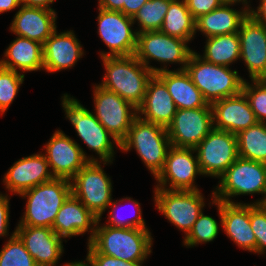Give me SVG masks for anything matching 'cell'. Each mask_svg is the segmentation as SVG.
Returning <instances> with one entry per match:
<instances>
[{"instance_id":"60d3db41","label":"cell","mask_w":266,"mask_h":266,"mask_svg":"<svg viewBox=\"0 0 266 266\" xmlns=\"http://www.w3.org/2000/svg\"><path fill=\"white\" fill-rule=\"evenodd\" d=\"M9 225V200L0 194V236H5Z\"/></svg>"},{"instance_id":"5b68a950","label":"cell","mask_w":266,"mask_h":266,"mask_svg":"<svg viewBox=\"0 0 266 266\" xmlns=\"http://www.w3.org/2000/svg\"><path fill=\"white\" fill-rule=\"evenodd\" d=\"M166 127L145 121L138 115L120 143V149L128 151L135 148L141 160L156 177L164 166L171 147Z\"/></svg>"},{"instance_id":"7dc6e473","label":"cell","mask_w":266,"mask_h":266,"mask_svg":"<svg viewBox=\"0 0 266 266\" xmlns=\"http://www.w3.org/2000/svg\"><path fill=\"white\" fill-rule=\"evenodd\" d=\"M86 261H87V263H85V262H82V261H78V262H71V263H69V264H66V265H64V266H92V264H91V262H90V260L86 257ZM90 264V265H89Z\"/></svg>"},{"instance_id":"4dcf8cb0","label":"cell","mask_w":266,"mask_h":266,"mask_svg":"<svg viewBox=\"0 0 266 266\" xmlns=\"http://www.w3.org/2000/svg\"><path fill=\"white\" fill-rule=\"evenodd\" d=\"M240 158L266 164V123L257 122L236 134Z\"/></svg>"},{"instance_id":"ee69618b","label":"cell","mask_w":266,"mask_h":266,"mask_svg":"<svg viewBox=\"0 0 266 266\" xmlns=\"http://www.w3.org/2000/svg\"><path fill=\"white\" fill-rule=\"evenodd\" d=\"M249 15L266 26V0H260V6L257 7V11L251 10Z\"/></svg>"},{"instance_id":"9c48e42d","label":"cell","mask_w":266,"mask_h":266,"mask_svg":"<svg viewBox=\"0 0 266 266\" xmlns=\"http://www.w3.org/2000/svg\"><path fill=\"white\" fill-rule=\"evenodd\" d=\"M70 181L72 195L101 218L112 202V183L99 162H88Z\"/></svg>"},{"instance_id":"5bb4252c","label":"cell","mask_w":266,"mask_h":266,"mask_svg":"<svg viewBox=\"0 0 266 266\" xmlns=\"http://www.w3.org/2000/svg\"><path fill=\"white\" fill-rule=\"evenodd\" d=\"M98 32L110 53L101 52V58L111 56H131L137 47V32L132 31L133 18L120 11L99 8Z\"/></svg>"},{"instance_id":"d590c367","label":"cell","mask_w":266,"mask_h":266,"mask_svg":"<svg viewBox=\"0 0 266 266\" xmlns=\"http://www.w3.org/2000/svg\"><path fill=\"white\" fill-rule=\"evenodd\" d=\"M254 85H249L244 80L242 92L247 97L256 120L261 123L266 121V81L263 79L252 80Z\"/></svg>"},{"instance_id":"6da1fadb","label":"cell","mask_w":266,"mask_h":266,"mask_svg":"<svg viewBox=\"0 0 266 266\" xmlns=\"http://www.w3.org/2000/svg\"><path fill=\"white\" fill-rule=\"evenodd\" d=\"M95 227L90 230L88 253H101L127 262L144 261L151 253L152 238L148 229L97 224Z\"/></svg>"},{"instance_id":"f546056e","label":"cell","mask_w":266,"mask_h":266,"mask_svg":"<svg viewBox=\"0 0 266 266\" xmlns=\"http://www.w3.org/2000/svg\"><path fill=\"white\" fill-rule=\"evenodd\" d=\"M202 58L212 64L229 67V64L240 58L238 33L208 38Z\"/></svg>"},{"instance_id":"ac0fdd59","label":"cell","mask_w":266,"mask_h":266,"mask_svg":"<svg viewBox=\"0 0 266 266\" xmlns=\"http://www.w3.org/2000/svg\"><path fill=\"white\" fill-rule=\"evenodd\" d=\"M15 233L37 266H55L63 253L62 239L52 228L18 225Z\"/></svg>"},{"instance_id":"8992f818","label":"cell","mask_w":266,"mask_h":266,"mask_svg":"<svg viewBox=\"0 0 266 266\" xmlns=\"http://www.w3.org/2000/svg\"><path fill=\"white\" fill-rule=\"evenodd\" d=\"M220 178V184L212 193L214 200L235 204L229 200L231 196L261 193L264 199L255 204H266V164L239 157Z\"/></svg>"},{"instance_id":"83f0119b","label":"cell","mask_w":266,"mask_h":266,"mask_svg":"<svg viewBox=\"0 0 266 266\" xmlns=\"http://www.w3.org/2000/svg\"><path fill=\"white\" fill-rule=\"evenodd\" d=\"M4 56L7 60H1L0 66L7 69L18 72V68L23 73L43 69V44L37 41L17 36L6 49Z\"/></svg>"},{"instance_id":"b9f144b4","label":"cell","mask_w":266,"mask_h":266,"mask_svg":"<svg viewBox=\"0 0 266 266\" xmlns=\"http://www.w3.org/2000/svg\"><path fill=\"white\" fill-rule=\"evenodd\" d=\"M147 1L148 0H126V3L123 5V9L120 12L133 18V16Z\"/></svg>"},{"instance_id":"9a60e30c","label":"cell","mask_w":266,"mask_h":266,"mask_svg":"<svg viewBox=\"0 0 266 266\" xmlns=\"http://www.w3.org/2000/svg\"><path fill=\"white\" fill-rule=\"evenodd\" d=\"M45 148L47 154L45 156L54 178L70 181L88 162H98L94 157L87 158L80 145L62 130L53 134Z\"/></svg>"},{"instance_id":"ab89813d","label":"cell","mask_w":266,"mask_h":266,"mask_svg":"<svg viewBox=\"0 0 266 266\" xmlns=\"http://www.w3.org/2000/svg\"><path fill=\"white\" fill-rule=\"evenodd\" d=\"M187 8L195 19L203 14L212 12L219 8L222 3L221 0H185Z\"/></svg>"},{"instance_id":"8fae6325","label":"cell","mask_w":266,"mask_h":266,"mask_svg":"<svg viewBox=\"0 0 266 266\" xmlns=\"http://www.w3.org/2000/svg\"><path fill=\"white\" fill-rule=\"evenodd\" d=\"M202 175L220 177L239 158L236 134L212 129L195 147Z\"/></svg>"},{"instance_id":"f6af8a7d","label":"cell","mask_w":266,"mask_h":266,"mask_svg":"<svg viewBox=\"0 0 266 266\" xmlns=\"http://www.w3.org/2000/svg\"><path fill=\"white\" fill-rule=\"evenodd\" d=\"M55 0H21V4L28 7L44 8L48 10H53L50 8L49 4L53 3Z\"/></svg>"},{"instance_id":"7402d4cb","label":"cell","mask_w":266,"mask_h":266,"mask_svg":"<svg viewBox=\"0 0 266 266\" xmlns=\"http://www.w3.org/2000/svg\"><path fill=\"white\" fill-rule=\"evenodd\" d=\"M54 10L21 5L15 14L10 30L19 37L28 38L44 44L56 31Z\"/></svg>"},{"instance_id":"836d02e7","label":"cell","mask_w":266,"mask_h":266,"mask_svg":"<svg viewBox=\"0 0 266 266\" xmlns=\"http://www.w3.org/2000/svg\"><path fill=\"white\" fill-rule=\"evenodd\" d=\"M218 229V223L215 219L201 213L192 229L185 236L184 244L190 247L202 242H211L217 237Z\"/></svg>"},{"instance_id":"603a6c76","label":"cell","mask_w":266,"mask_h":266,"mask_svg":"<svg viewBox=\"0 0 266 266\" xmlns=\"http://www.w3.org/2000/svg\"><path fill=\"white\" fill-rule=\"evenodd\" d=\"M73 31L57 34V30L43 44V69L55 72L75 65L83 49Z\"/></svg>"},{"instance_id":"d6a6232c","label":"cell","mask_w":266,"mask_h":266,"mask_svg":"<svg viewBox=\"0 0 266 266\" xmlns=\"http://www.w3.org/2000/svg\"><path fill=\"white\" fill-rule=\"evenodd\" d=\"M0 266H37L15 231L0 252Z\"/></svg>"},{"instance_id":"7bdbcfd3","label":"cell","mask_w":266,"mask_h":266,"mask_svg":"<svg viewBox=\"0 0 266 266\" xmlns=\"http://www.w3.org/2000/svg\"><path fill=\"white\" fill-rule=\"evenodd\" d=\"M126 0H99V8L109 11H121Z\"/></svg>"},{"instance_id":"44dd1931","label":"cell","mask_w":266,"mask_h":266,"mask_svg":"<svg viewBox=\"0 0 266 266\" xmlns=\"http://www.w3.org/2000/svg\"><path fill=\"white\" fill-rule=\"evenodd\" d=\"M45 155L34 154L16 161L6 173L3 182L11 192L20 194L54 177Z\"/></svg>"},{"instance_id":"7c38bea8","label":"cell","mask_w":266,"mask_h":266,"mask_svg":"<svg viewBox=\"0 0 266 266\" xmlns=\"http://www.w3.org/2000/svg\"><path fill=\"white\" fill-rule=\"evenodd\" d=\"M94 102L95 117L121 143L126 138L133 120L138 116L137 108L100 84L94 87Z\"/></svg>"},{"instance_id":"3957f363","label":"cell","mask_w":266,"mask_h":266,"mask_svg":"<svg viewBox=\"0 0 266 266\" xmlns=\"http://www.w3.org/2000/svg\"><path fill=\"white\" fill-rule=\"evenodd\" d=\"M185 70L208 104L242 92L244 79L236 70L212 64L194 51L189 57Z\"/></svg>"},{"instance_id":"1f68e13d","label":"cell","mask_w":266,"mask_h":266,"mask_svg":"<svg viewBox=\"0 0 266 266\" xmlns=\"http://www.w3.org/2000/svg\"><path fill=\"white\" fill-rule=\"evenodd\" d=\"M172 0H148L133 16V21L138 20L141 32L159 31L163 25L166 12Z\"/></svg>"},{"instance_id":"4fadbf2b","label":"cell","mask_w":266,"mask_h":266,"mask_svg":"<svg viewBox=\"0 0 266 266\" xmlns=\"http://www.w3.org/2000/svg\"><path fill=\"white\" fill-rule=\"evenodd\" d=\"M212 107L177 109L167 134L174 147L195 148L214 128Z\"/></svg>"},{"instance_id":"30bf717a","label":"cell","mask_w":266,"mask_h":266,"mask_svg":"<svg viewBox=\"0 0 266 266\" xmlns=\"http://www.w3.org/2000/svg\"><path fill=\"white\" fill-rule=\"evenodd\" d=\"M157 209L187 235L202 213L204 198L199 190L155 189Z\"/></svg>"},{"instance_id":"ffe728a7","label":"cell","mask_w":266,"mask_h":266,"mask_svg":"<svg viewBox=\"0 0 266 266\" xmlns=\"http://www.w3.org/2000/svg\"><path fill=\"white\" fill-rule=\"evenodd\" d=\"M218 206L224 232L241 248L256 253V238L250 224V204L212 200Z\"/></svg>"},{"instance_id":"277c9868","label":"cell","mask_w":266,"mask_h":266,"mask_svg":"<svg viewBox=\"0 0 266 266\" xmlns=\"http://www.w3.org/2000/svg\"><path fill=\"white\" fill-rule=\"evenodd\" d=\"M71 194V181L63 178H53L20 193L27 197V203L18 225L52 228L59 209Z\"/></svg>"},{"instance_id":"52a82bcc","label":"cell","mask_w":266,"mask_h":266,"mask_svg":"<svg viewBox=\"0 0 266 266\" xmlns=\"http://www.w3.org/2000/svg\"><path fill=\"white\" fill-rule=\"evenodd\" d=\"M62 104L66 118L71 121L78 136L87 144L88 148L97 152L101 160L104 161V165L106 162L111 163L114 148L109 138L111 137L119 148L120 143L98 121L93 112L91 113L83 107L79 101L64 94Z\"/></svg>"},{"instance_id":"c3c4849f","label":"cell","mask_w":266,"mask_h":266,"mask_svg":"<svg viewBox=\"0 0 266 266\" xmlns=\"http://www.w3.org/2000/svg\"><path fill=\"white\" fill-rule=\"evenodd\" d=\"M242 2L243 4H245V5H247L248 3H247V0H221V3H222V5H228V6H230V5H232V4H234V3H237V2Z\"/></svg>"},{"instance_id":"8d00e7d4","label":"cell","mask_w":266,"mask_h":266,"mask_svg":"<svg viewBox=\"0 0 266 266\" xmlns=\"http://www.w3.org/2000/svg\"><path fill=\"white\" fill-rule=\"evenodd\" d=\"M250 224L256 238V253L266 249V204H250Z\"/></svg>"},{"instance_id":"484cf974","label":"cell","mask_w":266,"mask_h":266,"mask_svg":"<svg viewBox=\"0 0 266 266\" xmlns=\"http://www.w3.org/2000/svg\"><path fill=\"white\" fill-rule=\"evenodd\" d=\"M156 76L166 85L177 109L211 107L185 69L162 71Z\"/></svg>"},{"instance_id":"bcb514c9","label":"cell","mask_w":266,"mask_h":266,"mask_svg":"<svg viewBox=\"0 0 266 266\" xmlns=\"http://www.w3.org/2000/svg\"><path fill=\"white\" fill-rule=\"evenodd\" d=\"M21 5V0H0V13L15 9Z\"/></svg>"},{"instance_id":"7a4b0ae2","label":"cell","mask_w":266,"mask_h":266,"mask_svg":"<svg viewBox=\"0 0 266 266\" xmlns=\"http://www.w3.org/2000/svg\"><path fill=\"white\" fill-rule=\"evenodd\" d=\"M106 75L101 87L115 92L138 108L144 100L147 84L154 73L135 55L103 57Z\"/></svg>"},{"instance_id":"e0dca14e","label":"cell","mask_w":266,"mask_h":266,"mask_svg":"<svg viewBox=\"0 0 266 266\" xmlns=\"http://www.w3.org/2000/svg\"><path fill=\"white\" fill-rule=\"evenodd\" d=\"M240 39V58L249 70L251 80L266 77V26L249 14L237 32Z\"/></svg>"},{"instance_id":"ba28073f","label":"cell","mask_w":266,"mask_h":266,"mask_svg":"<svg viewBox=\"0 0 266 266\" xmlns=\"http://www.w3.org/2000/svg\"><path fill=\"white\" fill-rule=\"evenodd\" d=\"M188 41L172 37L159 31L141 32L137 34L136 58L150 69L154 75L167 71L164 68L148 66L149 59L162 63H182L180 70L186 68L189 57L193 50L187 46Z\"/></svg>"},{"instance_id":"f35d334b","label":"cell","mask_w":266,"mask_h":266,"mask_svg":"<svg viewBox=\"0 0 266 266\" xmlns=\"http://www.w3.org/2000/svg\"><path fill=\"white\" fill-rule=\"evenodd\" d=\"M92 266H141L143 261H124L101 253H88Z\"/></svg>"},{"instance_id":"e575fe53","label":"cell","mask_w":266,"mask_h":266,"mask_svg":"<svg viewBox=\"0 0 266 266\" xmlns=\"http://www.w3.org/2000/svg\"><path fill=\"white\" fill-rule=\"evenodd\" d=\"M24 74L0 66V112L3 114L18 93Z\"/></svg>"},{"instance_id":"d4e9b609","label":"cell","mask_w":266,"mask_h":266,"mask_svg":"<svg viewBox=\"0 0 266 266\" xmlns=\"http://www.w3.org/2000/svg\"><path fill=\"white\" fill-rule=\"evenodd\" d=\"M99 221L100 218L71 194L59 209L52 229L59 237L66 238L84 234L91 224L95 226Z\"/></svg>"},{"instance_id":"74e56055","label":"cell","mask_w":266,"mask_h":266,"mask_svg":"<svg viewBox=\"0 0 266 266\" xmlns=\"http://www.w3.org/2000/svg\"><path fill=\"white\" fill-rule=\"evenodd\" d=\"M117 202L118 201H115V202H111V214L109 213L110 217H109V222L110 224H107L111 227H122V228H140V229H147L146 226H145V221L143 220V218L141 217V209H140V204L135 201V200H132V202L134 203V205L136 206V209H137V215L131 219V220H124V219H121L119 217H117V215H115V209H117Z\"/></svg>"},{"instance_id":"4316f807","label":"cell","mask_w":266,"mask_h":266,"mask_svg":"<svg viewBox=\"0 0 266 266\" xmlns=\"http://www.w3.org/2000/svg\"><path fill=\"white\" fill-rule=\"evenodd\" d=\"M250 11V7H244L242 11H237L228 5H221L212 12L203 14L196 19V31L200 30L207 38L237 33L242 21Z\"/></svg>"},{"instance_id":"d6986e66","label":"cell","mask_w":266,"mask_h":266,"mask_svg":"<svg viewBox=\"0 0 266 266\" xmlns=\"http://www.w3.org/2000/svg\"><path fill=\"white\" fill-rule=\"evenodd\" d=\"M214 129L233 134L255 125L258 121L245 94L241 92L211 104Z\"/></svg>"},{"instance_id":"f1b7e54d","label":"cell","mask_w":266,"mask_h":266,"mask_svg":"<svg viewBox=\"0 0 266 266\" xmlns=\"http://www.w3.org/2000/svg\"><path fill=\"white\" fill-rule=\"evenodd\" d=\"M161 32L190 41L196 33V19L187 8L185 0H172L166 12Z\"/></svg>"},{"instance_id":"2e32d148","label":"cell","mask_w":266,"mask_h":266,"mask_svg":"<svg viewBox=\"0 0 266 266\" xmlns=\"http://www.w3.org/2000/svg\"><path fill=\"white\" fill-rule=\"evenodd\" d=\"M195 148L174 147L168 150L164 166L155 177L159 183L156 188H165L167 181L170 188L167 190H199L194 185L196 175H202L198 157L192 155Z\"/></svg>"},{"instance_id":"cb8c5ba5","label":"cell","mask_w":266,"mask_h":266,"mask_svg":"<svg viewBox=\"0 0 266 266\" xmlns=\"http://www.w3.org/2000/svg\"><path fill=\"white\" fill-rule=\"evenodd\" d=\"M177 107L166 85L156 76L149 80L143 103L137 108L141 119L166 127L172 122Z\"/></svg>"}]
</instances>
